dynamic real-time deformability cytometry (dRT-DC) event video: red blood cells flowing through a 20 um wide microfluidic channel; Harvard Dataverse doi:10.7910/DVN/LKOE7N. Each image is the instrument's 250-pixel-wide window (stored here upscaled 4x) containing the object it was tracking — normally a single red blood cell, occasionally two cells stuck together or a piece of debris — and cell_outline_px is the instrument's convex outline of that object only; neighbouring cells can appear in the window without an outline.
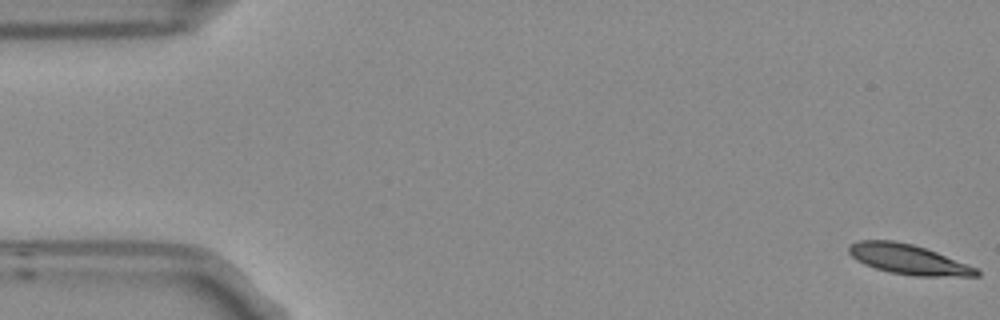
{"species": "Egyptian fruit bat (a non-hibernating species)", "species_latin": "Rousettus aegyptiacus", "temperature_condition": "room temperature", "stored_images_in_passage": 5, "segment_of_instrument_passage": [1, 2], "camera_frame_rate_fps": 3000, "um_per_image_px": 0.085, "frame": {"image": 1, "passage_image": 1, "time_ms": 0.0, "image_size_px": [1000, 320], "cell_outline_px": [[980, 276], [912, 276], [888, 272], [864, 264], [856, 260], [848, 252], [848, 244], [860, 240], [892, 240], [912, 244], [936, 252], [976, 268], [980, 272]], "centroid_in_image_um": [77.15, 22.04], "position_along_channel_um": 7.8, "area_um2": 22.14}}
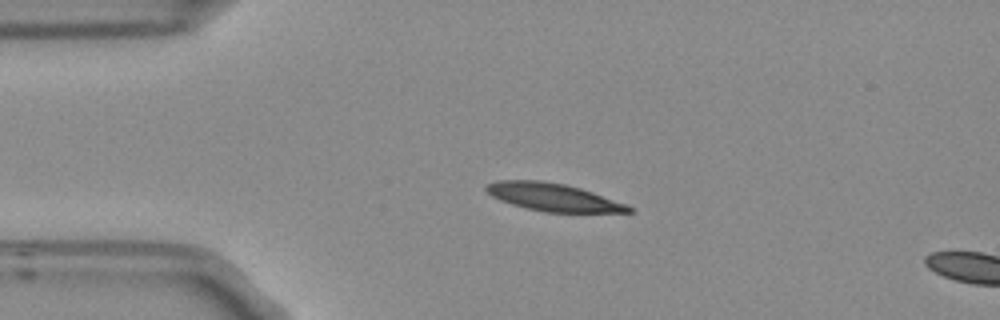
{"frame": {"image": 2, "passage_image": 4, "time_ms": 1.0, "image_size_px": [1000, 320], "cell_outline_px": [[632, 212], [544, 212], [512, 204], [500, 200], [492, 196], [484, 188], [488, 184], [496, 180], [540, 180], [564, 184], [580, 188], [592, 192], [624, 204], [632, 208]], "centroid_in_image_um": [46.96, 16.75], "position_along_channel_um": 38.0, "area_um2": 22.6}}